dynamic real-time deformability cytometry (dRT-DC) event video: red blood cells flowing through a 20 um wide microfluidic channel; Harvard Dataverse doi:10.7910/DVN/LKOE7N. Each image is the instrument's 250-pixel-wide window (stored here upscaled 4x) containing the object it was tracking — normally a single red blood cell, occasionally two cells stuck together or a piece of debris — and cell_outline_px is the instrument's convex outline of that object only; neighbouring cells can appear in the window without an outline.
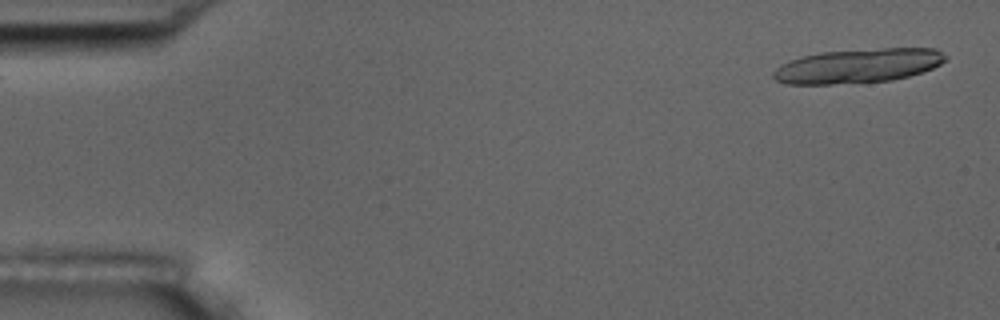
{"species": "common noctule bat (a hibernating species)", "species_latin": "Nyctalus noctula", "temperature_condition": "room temperature", "stored_images_in_passage": 16, "camera_frame_rate_fps": 3000, "um_per_image_px": 0.085, "animal": {"sex": "male", "body_mass_g": 17.5, "forearm_length_mm": 52.3}, "frame": {"image": 1, "passage_image": 1, "time_ms": 0.0, "image_size_px": [1000, 320], "cell_outline_px": [[948, 56], [940, 64], [932, 68], [908, 76], [892, 80], [832, 84], [788, 84], [776, 80], [772, 76], [772, 72], [780, 64], [788, 60], [820, 52], [884, 48], [936, 48]], "centroid_in_image_um": [72.91, 5.59], "position_along_channel_um": 12.1, "area_um2": 34.28}}
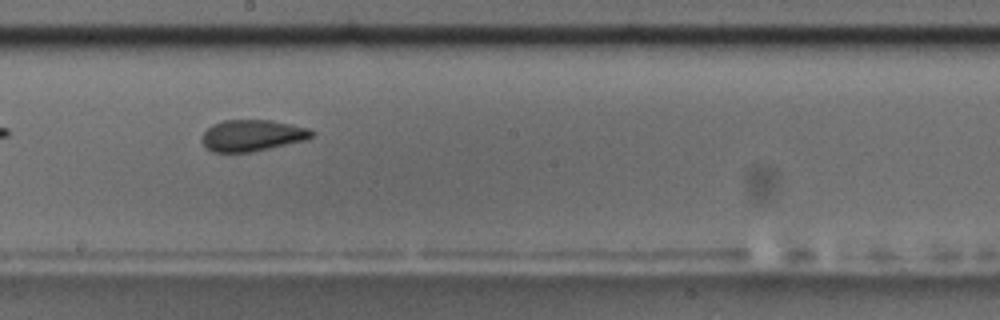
{"frame": {"image": 2, "passage_image": 9, "time_ms": 9.667, "image_size_px": [1000, 320], "cell_outline_px": [[312, 136], [308, 140], [252, 152], [212, 152], [204, 148], [200, 140], [200, 136], [212, 124], [224, 120], [272, 120], [292, 124], [308, 128], [312, 132]], "centroid_in_image_um": [21.39, 11.52], "position_along_channel_um": 226.8, "area_um2": 20.4}}
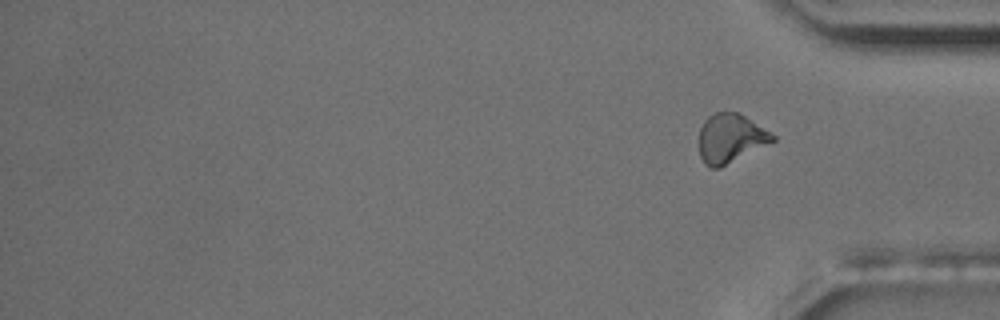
{"frame": {"image": 3, "passage_image": 16, "time_ms": 18.667, "image_size_px": [1000, 320], "cell_outline_px": [[776, 140], [720, 168], [712, 168], [704, 164], [700, 156], [700, 128], [704, 120], [708, 116], [716, 112], [736, 112], [744, 116], [776, 136]], "centroid_in_image_um": [62.07, 11.77], "position_along_channel_um": 373.1, "area_um2": 20.75}, "authors_computed_cell_mechanics": {"area_um2": 20.7213, "velocity_mm_per_s": 3.6314, "shape_relaxation_time_tau1_ms": null, "shape_relaxation_time_tau2_ms": 1.4667, "deformation_change_tau1": null, "deformation_change_tau2": 0.0643}}